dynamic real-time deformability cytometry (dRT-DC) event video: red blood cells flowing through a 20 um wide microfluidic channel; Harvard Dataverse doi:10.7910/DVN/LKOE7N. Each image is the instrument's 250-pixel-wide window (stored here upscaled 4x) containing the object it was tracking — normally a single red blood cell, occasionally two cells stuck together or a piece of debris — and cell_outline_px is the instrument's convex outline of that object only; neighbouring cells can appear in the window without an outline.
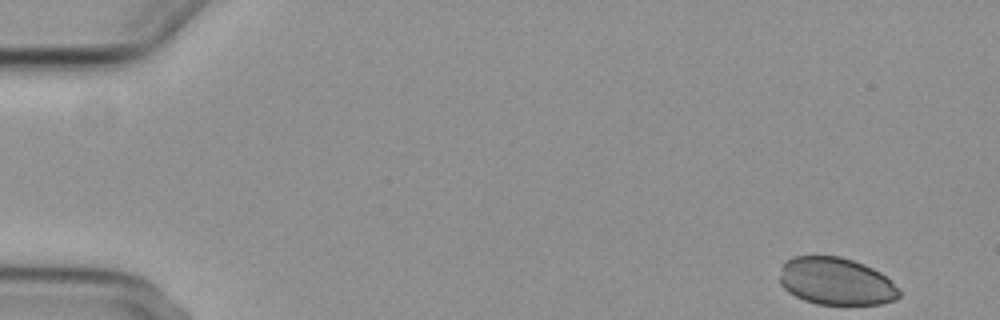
{"species": "common noctule bat (a hibernating species)", "species_latin": "Nyctalus noctula", "temperature_condition": "cold", "stored_images_in_passage": 6, "camera_frame_rate_fps": 3000, "um_per_image_px": 0.085, "animal": {"sex": "female", "body_mass_g": 29.2, "forearm_length_mm": 56.3}, "frame": {"image": 1, "passage_image": 1, "time_ms": 0.0, "image_size_px": [1000, 320], "cell_outline_px": [[900, 296], [896, 300], [880, 304], [816, 304], [804, 300], [788, 292], [780, 284], [780, 276], [784, 260], [792, 256], [840, 256], [864, 264], [880, 272], [900, 288]], "centroid_in_image_um": [71.07, 23.91], "position_along_channel_um": 13.9, "area_um2": 33.18}}